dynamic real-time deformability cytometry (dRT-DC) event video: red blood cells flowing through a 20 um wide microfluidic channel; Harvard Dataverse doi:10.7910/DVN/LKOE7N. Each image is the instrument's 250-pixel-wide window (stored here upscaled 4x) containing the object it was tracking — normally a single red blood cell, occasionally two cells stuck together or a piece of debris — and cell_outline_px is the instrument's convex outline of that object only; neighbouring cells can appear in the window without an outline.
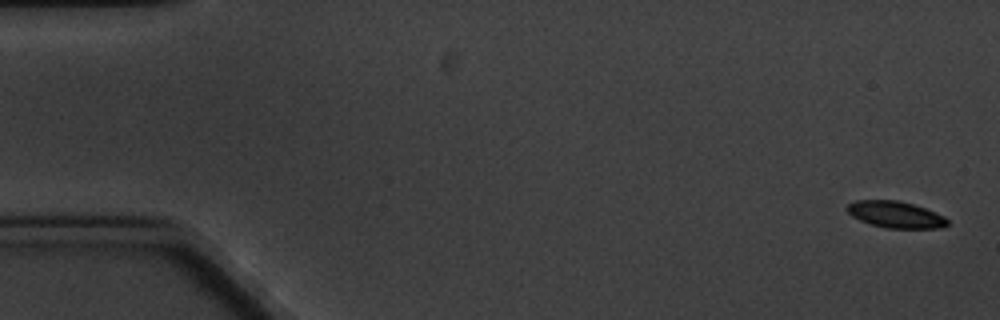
{"species": "common noctule bat (a hibernating species)", "species_latin": "Nyctalus noctula", "temperature_condition": "cold", "stored_images_in_passage": 8, "camera_frame_rate_fps": 3000, "um_per_image_px": 0.085, "animal": {"sex": "male", "body_mass_g": 20.1, "forearm_length_mm": 53.5}, "frame": {"image": 1, "passage_image": 1, "time_ms": 0.0, "image_size_px": [1000, 320], "cell_outline_px": [[948, 224], [944, 228], [884, 228], [860, 220], [852, 216], [844, 208], [848, 204], [856, 200], [900, 200], [924, 208], [944, 216], [948, 220]], "centroid_in_image_um": [76.11, 18.23], "position_along_channel_um": 8.9, "area_um2": 15.55}}
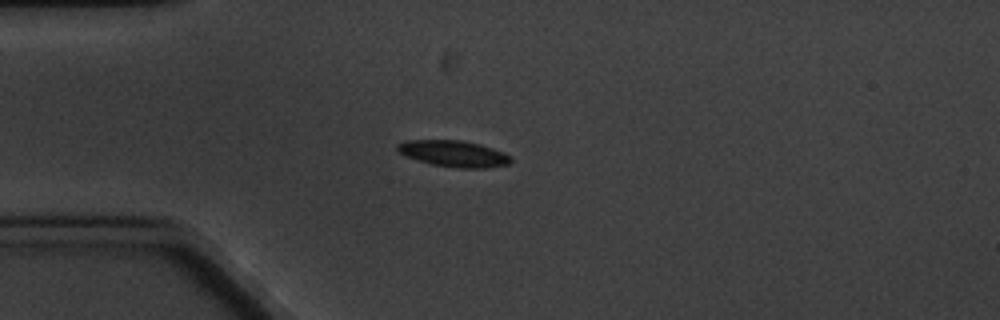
{"frame": {"image": 2, "passage_image": 5, "time_ms": 4.667, "image_size_px": [1000, 320], "cell_outline_px": [[512, 160], [508, 164], [484, 168], [456, 168], [432, 164], [408, 156], [400, 152], [396, 148], [396, 144], [404, 140], [460, 140], [480, 144], [492, 148], [512, 156]], "centroid_in_image_um": [38.58, 13.05], "position_along_channel_um": 46.4, "area_um2": 17.22}}